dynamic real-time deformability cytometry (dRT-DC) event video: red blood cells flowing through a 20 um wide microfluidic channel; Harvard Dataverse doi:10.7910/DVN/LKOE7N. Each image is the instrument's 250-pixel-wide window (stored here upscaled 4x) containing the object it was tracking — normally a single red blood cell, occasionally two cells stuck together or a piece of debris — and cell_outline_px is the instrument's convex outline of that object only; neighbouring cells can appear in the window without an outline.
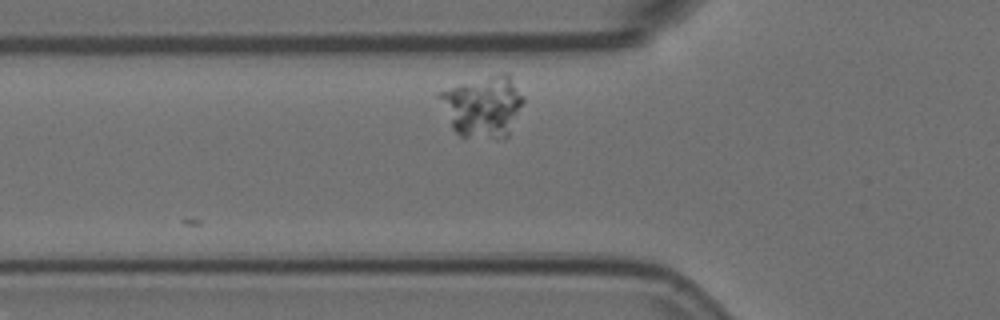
{"species": "Egyptian fruit bat (a non-hibernating species)", "species_latin": "Rousettus aegyptiacus", "temperature_condition": "room temperature", "stored_images_in_passage": 7, "camera_frame_rate_fps": 3000, "um_per_image_px": 0.085, "animal": {"sex": "female"}, "frame": {"image": 1, "passage_image": 7, "time_ms": 2.0, "image_size_px": [1000, 320], "cell_outline_px": [[524, 100], [508, 136], [460, 136], [452, 128], [436, 92], [460, 84], [504, 72], [508, 72], [512, 76], [524, 96]], "centroid_in_image_um": [41.06, 8.99], "position_along_channel_um": 84.7, "area_um2": 29.42}}